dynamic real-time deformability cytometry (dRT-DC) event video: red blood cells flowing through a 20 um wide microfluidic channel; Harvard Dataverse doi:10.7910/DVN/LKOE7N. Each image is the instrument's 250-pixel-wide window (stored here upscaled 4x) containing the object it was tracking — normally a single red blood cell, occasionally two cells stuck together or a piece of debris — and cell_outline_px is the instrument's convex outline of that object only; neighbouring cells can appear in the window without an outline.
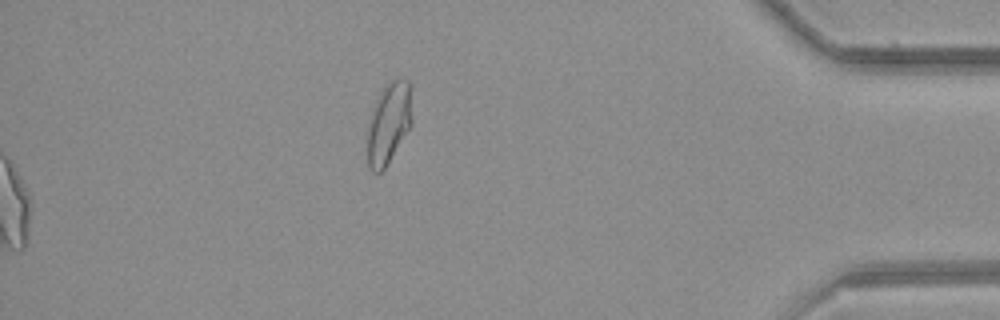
{"species": "common noctule bat (a hibernating species)", "species_latin": "Nyctalus noctula", "temperature_condition": "room temperature", "stored_images_in_passage": 54, "camera_frame_rate_fps": 3000, "um_per_image_px": 0.085, "animal": {"sex": "female", "body_mass_g": 21.9}, "frame": {"image": 1, "passage_image": 54, "time_ms": 17.667, "image_size_px": [1000, 320], "cell_outline_px": [[412, 124], [384, 168], [380, 172], [372, 172], [368, 168], [368, 124], [376, 100], [384, 84], [400, 76], [404, 76], [412, 84]], "centroid_in_image_um": [33.08, 10.36], "position_along_channel_um": 402.1, "area_um2": 21.44}, "authors_computed_cell_mechanics": {"area_um2": 18.8717, "velocity_mm_per_s": 3.943, "shape_relaxation_time_tau1_ms": null, "shape_relaxation_time_tau2_ms": 2.1265, "deformation_change_tau1": null, "deformation_change_tau2": 0.0825}}